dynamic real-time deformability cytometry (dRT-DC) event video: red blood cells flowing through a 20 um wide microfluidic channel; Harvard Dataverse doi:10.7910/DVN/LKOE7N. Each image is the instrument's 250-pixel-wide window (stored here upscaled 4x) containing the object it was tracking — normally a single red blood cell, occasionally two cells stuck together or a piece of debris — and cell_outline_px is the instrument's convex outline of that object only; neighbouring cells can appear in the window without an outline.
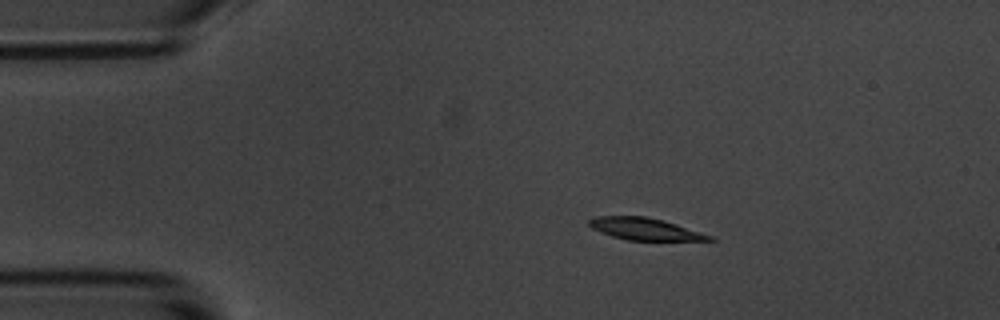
{"species": "common noctule bat (a hibernating species)", "species_latin": "Nyctalus noctula", "temperature_condition": "room temperature", "stored_images_in_passage": 5, "camera_frame_rate_fps": 3000, "um_per_image_px": 0.085, "animal": {"sex": "male", "body_mass_g": 20.1, "forearm_length_mm": 53.5}, "frame": {"image": 1, "passage_image": 3, "time_ms": 2.0, "image_size_px": [1000, 320], "cell_outline_px": [[716, 240], [628, 240], [612, 236], [600, 232], [592, 228], [588, 224], [588, 220], [596, 216], [644, 216], [676, 224], [712, 236]], "centroid_in_image_um": [54.76, 19.46], "position_along_channel_um": 30.2, "area_um2": 15.14}}